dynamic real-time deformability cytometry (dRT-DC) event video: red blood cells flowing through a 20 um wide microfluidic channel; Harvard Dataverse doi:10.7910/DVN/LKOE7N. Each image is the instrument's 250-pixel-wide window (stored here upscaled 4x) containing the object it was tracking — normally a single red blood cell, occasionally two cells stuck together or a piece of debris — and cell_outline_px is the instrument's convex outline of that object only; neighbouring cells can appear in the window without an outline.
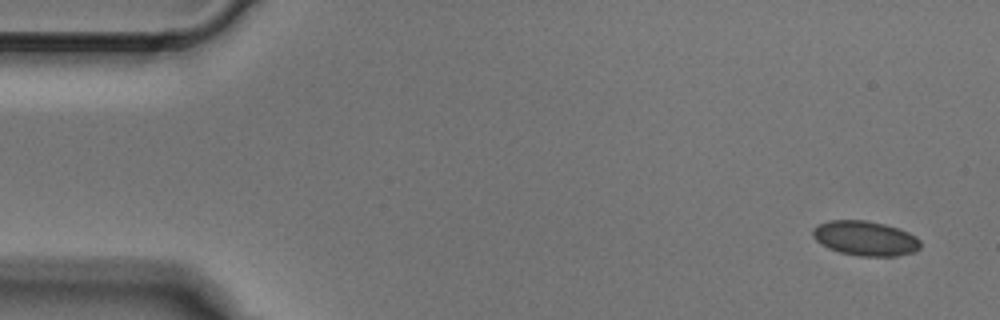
{"species": "Egyptian fruit bat (a non-hibernating species)", "species_latin": "Rousettus aegyptiacus", "temperature_condition": "cold", "stored_images_in_passage": 4, "camera_frame_rate_fps": 3000, "um_per_image_px": 0.085, "animal": {"sex": "male"}, "frame": {"image": 1, "passage_image": 1, "time_ms": 0.0, "image_size_px": [1000, 320], "cell_outline_px": [[920, 248], [912, 252], [896, 256], [860, 256], [840, 252], [828, 248], [816, 240], [812, 236], [812, 228], [816, 224], [828, 220], [868, 220], [884, 224], [908, 232], [920, 240]], "centroid_in_image_um": [73.5, 20.24], "position_along_channel_um": 11.5, "area_um2": 21.79}}
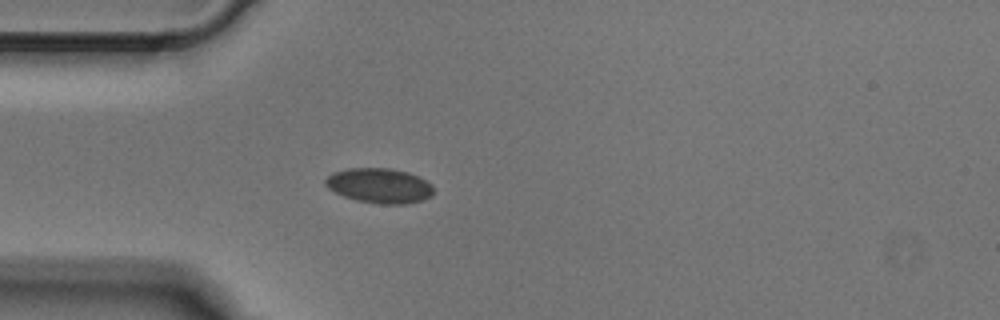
{"frame": {"image": 2, "passage_image": 4, "time_ms": 1.0, "image_size_px": [1000, 320], "cell_outline_px": [[432, 196], [424, 200], [404, 204], [380, 204], [356, 200], [344, 196], [328, 188], [324, 184], [324, 180], [332, 172], [348, 168], [388, 168], [408, 172], [432, 184]], "centroid_in_image_um": [32.23, 15.78], "position_along_channel_um": 52.8, "area_um2": 21.96}}